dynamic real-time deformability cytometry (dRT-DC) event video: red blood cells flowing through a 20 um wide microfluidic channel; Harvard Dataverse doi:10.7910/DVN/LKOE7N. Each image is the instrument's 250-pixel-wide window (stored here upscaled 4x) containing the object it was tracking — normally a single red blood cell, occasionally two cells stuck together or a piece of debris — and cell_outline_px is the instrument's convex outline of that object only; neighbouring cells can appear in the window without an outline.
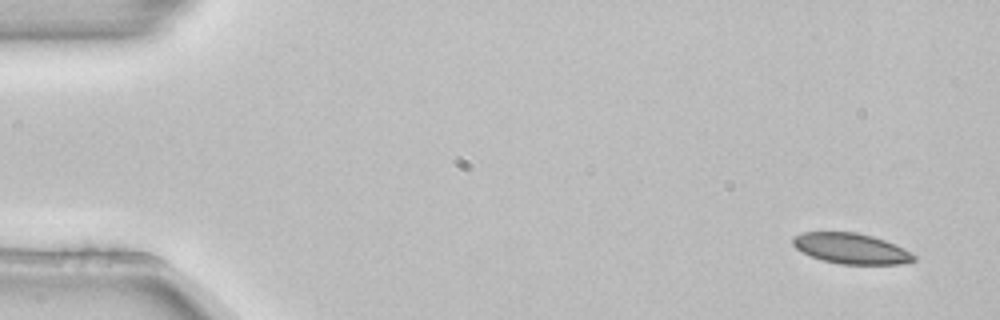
{"species": "common noctule bat (a hibernating species)", "species_latin": "Nyctalus noctula", "temperature_condition": "room temperature", "stored_images_in_passage": 3, "camera_frame_rate_fps": 3000, "um_per_image_px": 0.085, "animal": {"sex": "female", "body_mass_g": 22.7, "forearm_length_mm": 54.2}, "frame": {"image": 1, "passage_image": 1, "time_ms": 0.0, "image_size_px": [1000, 320], "cell_outline_px": [[916, 260], [904, 264], [840, 264], [824, 260], [812, 256], [796, 248], [792, 244], [792, 236], [804, 232], [856, 232], [872, 236], [884, 240], [904, 248], [916, 256]], "centroid_in_image_um": [72.36, 21.12], "position_along_channel_um": 12.6, "area_um2": 21.44}}